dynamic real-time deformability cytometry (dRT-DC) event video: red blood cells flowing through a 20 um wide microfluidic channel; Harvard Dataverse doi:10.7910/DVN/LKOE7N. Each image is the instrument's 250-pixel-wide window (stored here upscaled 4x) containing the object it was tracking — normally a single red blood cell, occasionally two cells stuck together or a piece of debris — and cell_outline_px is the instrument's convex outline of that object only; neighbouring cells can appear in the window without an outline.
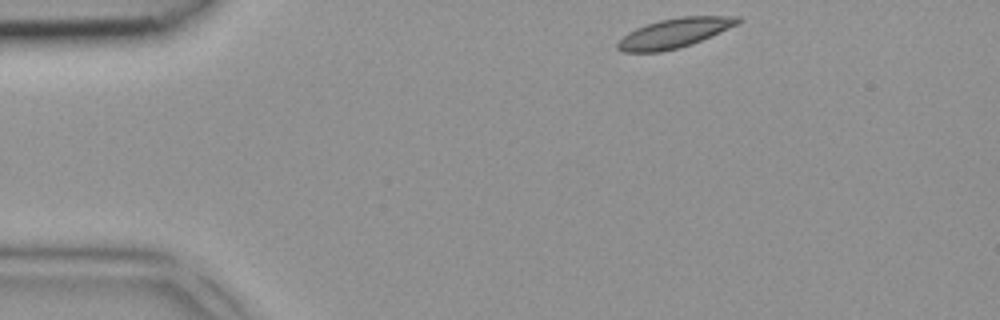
{"species": "common noctule bat (a hibernating species)", "species_latin": "Nyctalus noctula", "temperature_condition": "room temperature", "stored_images_in_passage": 3, "segment_of_instrument_passage": [2, 2], "camera_frame_rate_fps": 3000, "um_per_image_px": 0.085, "animal": {"sex": "female", "body_mass_g": 18.4}, "frame": {"image": 1, "passage_image": 3, "time_ms": 0.667, "image_size_px": [1000, 320], "cell_outline_px": [[744, 20], [728, 28], [692, 44], [680, 48], [660, 52], [624, 52], [616, 48], [616, 44], [628, 32], [636, 28], [660, 20], [680, 16], [740, 16]], "centroid_in_image_um": [57.32, 2.81], "position_along_channel_um": 27.7, "area_um2": 20.52}}